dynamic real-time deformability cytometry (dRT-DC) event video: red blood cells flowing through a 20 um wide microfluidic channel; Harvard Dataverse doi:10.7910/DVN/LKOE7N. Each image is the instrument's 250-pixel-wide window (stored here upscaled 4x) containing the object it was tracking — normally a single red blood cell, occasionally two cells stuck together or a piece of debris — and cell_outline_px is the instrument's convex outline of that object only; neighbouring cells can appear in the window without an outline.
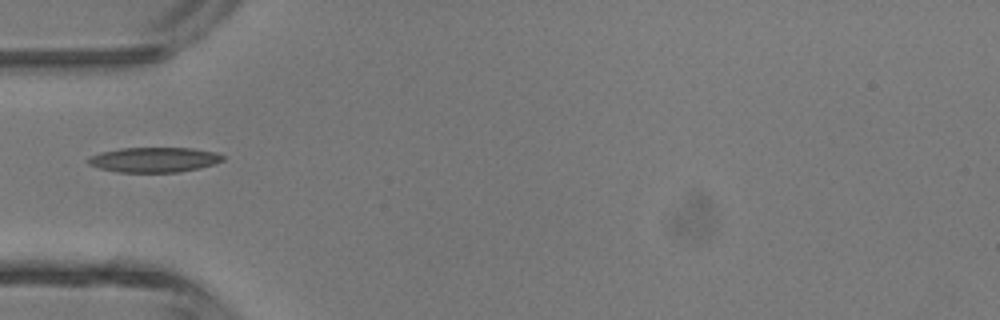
{"species": "common noctule bat (a hibernating species)", "species_latin": "Nyctalus noctula", "temperature_condition": "room temperature", "stored_images_in_passage": 8, "camera_frame_rate_fps": 3000, "um_per_image_px": 0.085, "animal": {"sex": "male", "body_mass_g": 13.3}, "frame": {"image": 1, "passage_image": 1, "time_ms": 0.0, "image_size_px": [1000, 320], "cell_outline_px": [[224, 160], [200, 168], [180, 172], [116, 172], [100, 168], [88, 164], [88, 156], [100, 152], [120, 148], [192, 148], [216, 152], [224, 156]], "centroid_in_image_um": [13.09, 13.57], "position_along_channel_um": 71.9, "area_um2": 19.65}}
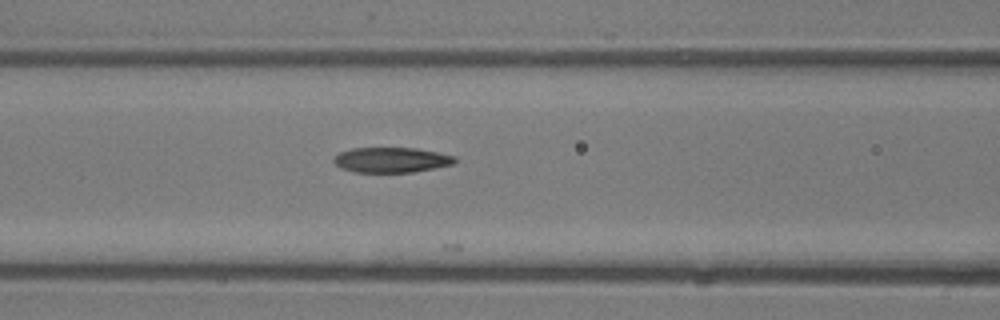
{"frame": {"image": 2, "passage_image": 5, "time_ms": 1.333, "image_size_px": [1000, 320], "cell_outline_px": [[456, 160], [452, 164], [412, 172], [356, 172], [340, 168], [332, 160], [340, 152], [352, 148], [416, 148], [456, 156]], "centroid_in_image_um": [33.24, 13.59], "position_along_channel_um": 133.4, "area_um2": 17.57}}
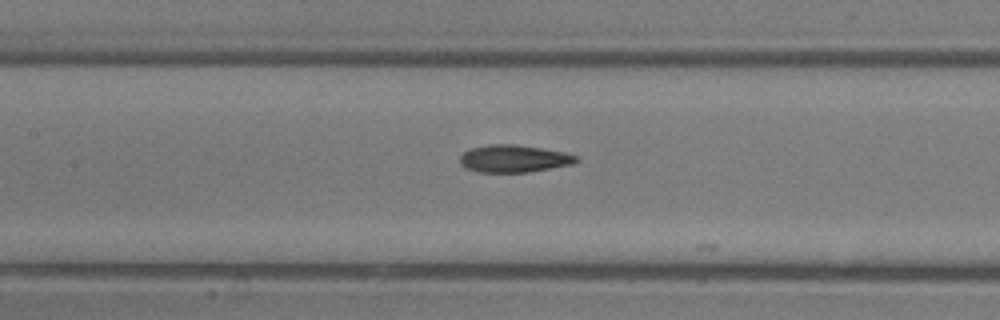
{"frame": {"image": 3, "passage_image": 7, "time_ms": 2.0, "image_size_px": [1000, 320], "cell_outline_px": [[580, 160], [572, 164], [528, 172], [480, 172], [464, 168], [460, 164], [460, 156], [464, 152], [472, 148], [488, 144], [516, 144], [564, 152], [576, 156]], "centroid_in_image_um": [43.65, 13.48], "position_along_channel_um": 163.7, "area_um2": 18.5}}